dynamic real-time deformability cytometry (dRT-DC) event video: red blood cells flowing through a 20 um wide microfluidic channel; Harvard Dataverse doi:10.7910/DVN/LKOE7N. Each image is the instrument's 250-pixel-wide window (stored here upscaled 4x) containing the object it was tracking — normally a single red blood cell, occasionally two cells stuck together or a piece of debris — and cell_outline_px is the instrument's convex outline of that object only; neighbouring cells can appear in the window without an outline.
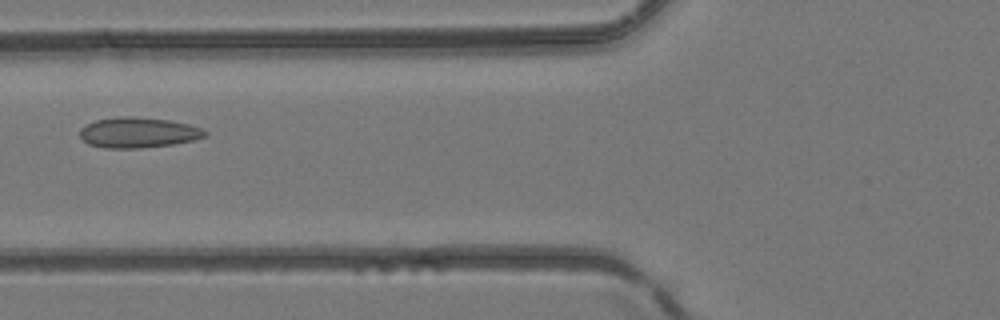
{"species": "common noctule bat (a hibernating species)", "species_latin": "Nyctalus noctula", "temperature_condition": "room temperature", "stored_images_in_passage": 4, "camera_frame_rate_fps": 3000, "um_per_image_px": 0.085, "animal": {"sex": "female", "body_mass_g": 24.6, "forearm_length_mm": 56.2}, "frame": {"image": 1, "passage_image": 4, "time_ms": 1.0, "image_size_px": [1000, 320], "cell_outline_px": [[208, 136], [192, 140], [172, 144], [140, 148], [104, 148], [88, 144], [80, 136], [80, 128], [96, 120], [120, 116], [132, 116], [168, 120], [188, 124], [204, 128], [208, 132]], "centroid_in_image_um": [11.77, 11.26], "position_along_channel_um": 114.0, "area_um2": 22.2}}